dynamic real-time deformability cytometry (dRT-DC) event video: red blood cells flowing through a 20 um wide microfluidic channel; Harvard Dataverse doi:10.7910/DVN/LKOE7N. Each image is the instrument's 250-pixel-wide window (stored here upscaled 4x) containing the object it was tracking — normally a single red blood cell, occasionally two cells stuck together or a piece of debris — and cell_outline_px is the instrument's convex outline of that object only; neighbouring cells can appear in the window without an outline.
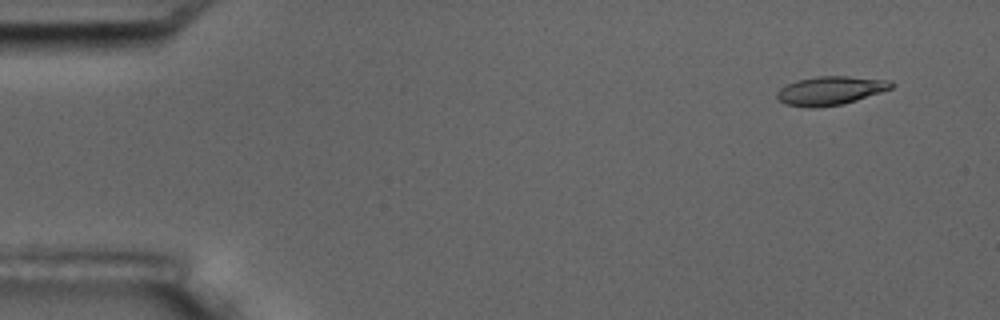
{"species": "common noctule bat (a hibernating species)", "species_latin": "Nyctalus noctula", "temperature_condition": "room temperature", "stored_images_in_passage": 10, "camera_frame_rate_fps": 3000, "um_per_image_px": 0.085, "animal": {"sex": "male", "body_mass_g": 17.5, "forearm_length_mm": 52.3}, "frame": {"image": 1, "passage_image": 2, "time_ms": 1.0, "image_size_px": [1000, 320], "cell_outline_px": [[896, 84], [892, 88], [844, 104], [812, 108], [808, 108], [784, 104], [776, 96], [776, 92], [780, 88], [796, 80], [816, 76], [848, 76], [892, 80]], "centroid_in_image_um": [70.59, 7.7], "position_along_channel_um": 14.4, "area_um2": 19.25}}
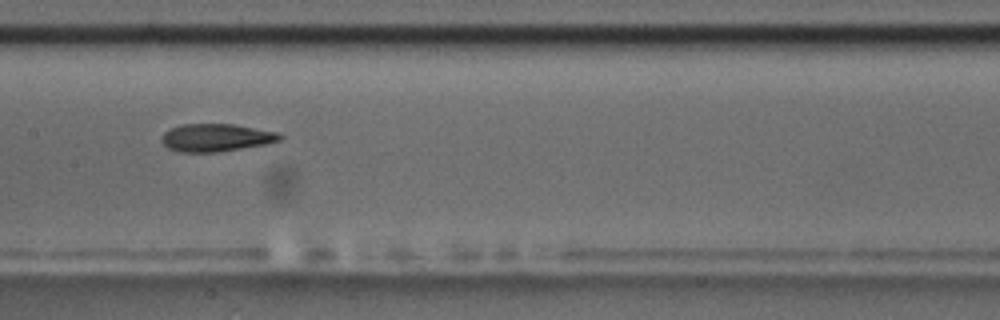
{"frame": {"image": 2, "passage_image": 9, "time_ms": 9.0, "image_size_px": [1000, 320], "cell_outline_px": [[284, 136], [280, 140], [264, 144], [216, 152], [180, 152], [168, 148], [160, 140], [160, 136], [164, 132], [172, 128], [184, 124], [232, 124], [276, 132]], "centroid_in_image_um": [18.32, 11.7], "position_along_channel_um": 189.1, "area_um2": 18.84}}
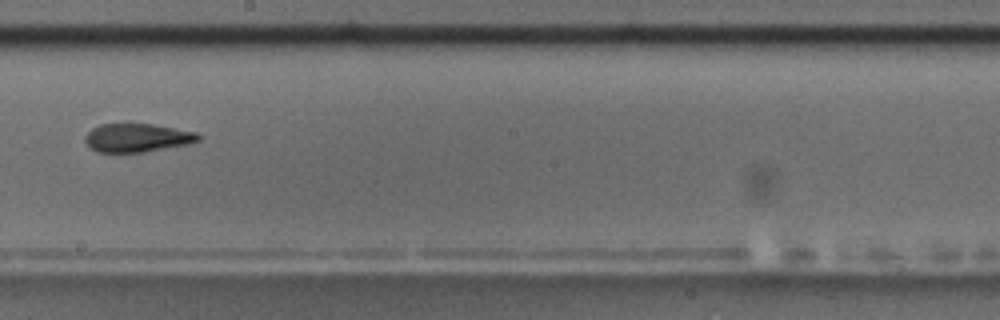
{"frame": {"image": 3, "passage_image": 10, "time_ms": 10.333, "image_size_px": [1000, 320], "cell_outline_px": [[204, 136], [200, 140], [188, 144], [144, 152], [96, 152], [88, 148], [84, 140], [84, 136], [92, 128], [100, 124], [152, 124], [196, 132]], "centroid_in_image_um": [11.64, 11.72], "position_along_channel_um": 236.6, "area_um2": 18.96}}